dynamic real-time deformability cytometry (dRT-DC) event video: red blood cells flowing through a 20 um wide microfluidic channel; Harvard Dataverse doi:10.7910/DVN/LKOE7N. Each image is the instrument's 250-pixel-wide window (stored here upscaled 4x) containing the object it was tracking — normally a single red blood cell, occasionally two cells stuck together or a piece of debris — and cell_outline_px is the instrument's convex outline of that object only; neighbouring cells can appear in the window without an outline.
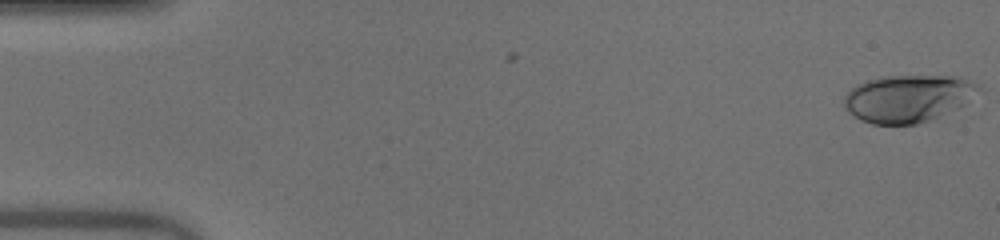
{"species": "human", "species_latin": "Homo sapiens", "temperature_condition": "warm", "stored_images_in_passage": 51, "camera_frame_rate_fps": 3000, "um_per_image_px": 0.085, "donor": {"sex": "male"}, "frame": {"image": 1, "passage_image": 1, "time_ms": 0.0, "image_size_px": [1000, 240], "cell_outline_px": [[984, 88], [960, 108], [928, 120], [916, 124], [872, 124], [860, 120], [848, 112], [844, 104], [844, 96], [856, 84], [868, 80], [884, 76], [960, 76], [980, 84]], "centroid_in_image_um": [77.23, 8.35], "position_along_channel_um": 7.8, "area_um2": 37.4}}
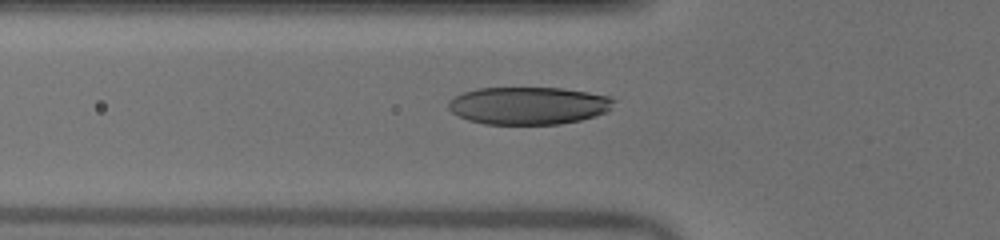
{"frame": {"image": 2, "passage_image": 18, "time_ms": 5.667, "image_size_px": [1000, 240], "cell_outline_px": [[616, 100], [608, 112], [580, 120], [560, 124], [484, 124], [468, 120], [452, 112], [448, 108], [448, 100], [464, 92], [476, 88], [564, 88], [588, 92], [608, 96]], "centroid_in_image_um": [44.93, 8.97], "position_along_channel_um": 80.9, "area_um2": 36.3}}
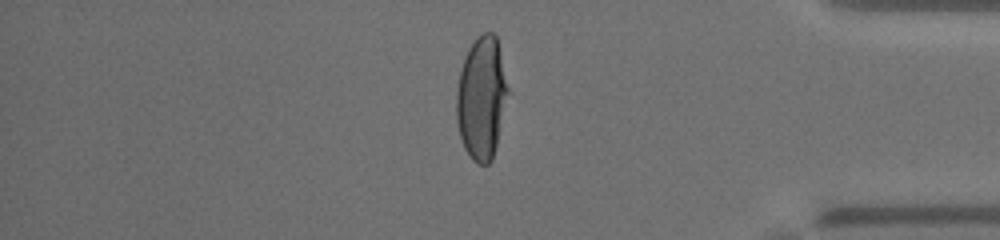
{"frame": {"image": 3, "passage_image": 43, "time_ms": 14.0, "image_size_px": [1000, 240], "cell_outline_px": [[508, 92], [496, 144], [492, 160], [488, 164], [476, 164], [472, 160], [464, 148], [460, 136], [456, 120], [456, 92], [460, 72], [468, 48], [476, 36], [484, 32], [492, 32], [496, 36], [508, 88]], "centroid_in_image_um": [40.91, 8.33], "position_along_channel_um": 394.3, "area_um2": 36.47}, "authors_computed_cell_mechanics": {"area_um2": 36.8186, "velocity_mm_per_s": 4.0629, "shape_relaxation_time_tau1_ms": 5.6568, "shape_relaxation_time_tau2_ms": null, "deformation_change_tau1": 0.2756, "deformation_change_tau2": null}}